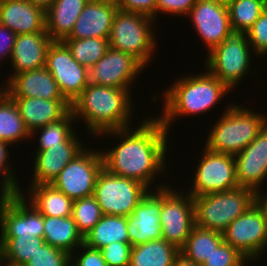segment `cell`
<instances>
[{"label": "cell", "instance_id": "47", "mask_svg": "<svg viewBox=\"0 0 267 266\" xmlns=\"http://www.w3.org/2000/svg\"><path fill=\"white\" fill-rule=\"evenodd\" d=\"M173 266H201L194 261H191L187 258H185L182 254H179L175 261Z\"/></svg>", "mask_w": 267, "mask_h": 266}, {"label": "cell", "instance_id": "40", "mask_svg": "<svg viewBox=\"0 0 267 266\" xmlns=\"http://www.w3.org/2000/svg\"><path fill=\"white\" fill-rule=\"evenodd\" d=\"M8 147H10L9 144L0 142V174L2 177L0 181V193L16 191L19 187L18 184H20L19 179L14 173L15 171H13L14 169L11 164H8L10 162L8 161L10 156Z\"/></svg>", "mask_w": 267, "mask_h": 266}, {"label": "cell", "instance_id": "52", "mask_svg": "<svg viewBox=\"0 0 267 266\" xmlns=\"http://www.w3.org/2000/svg\"><path fill=\"white\" fill-rule=\"evenodd\" d=\"M213 1L228 5L231 0H213Z\"/></svg>", "mask_w": 267, "mask_h": 266}, {"label": "cell", "instance_id": "23", "mask_svg": "<svg viewBox=\"0 0 267 266\" xmlns=\"http://www.w3.org/2000/svg\"><path fill=\"white\" fill-rule=\"evenodd\" d=\"M0 24L17 35L44 32L45 11L29 0H0Z\"/></svg>", "mask_w": 267, "mask_h": 266}, {"label": "cell", "instance_id": "7", "mask_svg": "<svg viewBox=\"0 0 267 266\" xmlns=\"http://www.w3.org/2000/svg\"><path fill=\"white\" fill-rule=\"evenodd\" d=\"M252 52L246 32L231 30L219 45L206 54L205 69L233 90L251 71Z\"/></svg>", "mask_w": 267, "mask_h": 266}, {"label": "cell", "instance_id": "28", "mask_svg": "<svg viewBox=\"0 0 267 266\" xmlns=\"http://www.w3.org/2000/svg\"><path fill=\"white\" fill-rule=\"evenodd\" d=\"M113 242L130 243L127 217L103 215L100 221L83 238L85 245L99 250Z\"/></svg>", "mask_w": 267, "mask_h": 266}, {"label": "cell", "instance_id": "8", "mask_svg": "<svg viewBox=\"0 0 267 266\" xmlns=\"http://www.w3.org/2000/svg\"><path fill=\"white\" fill-rule=\"evenodd\" d=\"M16 191L0 193V240H32L44 237V216Z\"/></svg>", "mask_w": 267, "mask_h": 266}, {"label": "cell", "instance_id": "38", "mask_svg": "<svg viewBox=\"0 0 267 266\" xmlns=\"http://www.w3.org/2000/svg\"><path fill=\"white\" fill-rule=\"evenodd\" d=\"M248 262L242 254L223 241L201 266H247Z\"/></svg>", "mask_w": 267, "mask_h": 266}, {"label": "cell", "instance_id": "50", "mask_svg": "<svg viewBox=\"0 0 267 266\" xmlns=\"http://www.w3.org/2000/svg\"><path fill=\"white\" fill-rule=\"evenodd\" d=\"M92 1H99V2H106V3H113L115 5H119L121 0H92Z\"/></svg>", "mask_w": 267, "mask_h": 266}, {"label": "cell", "instance_id": "5", "mask_svg": "<svg viewBox=\"0 0 267 266\" xmlns=\"http://www.w3.org/2000/svg\"><path fill=\"white\" fill-rule=\"evenodd\" d=\"M256 197L253 190L244 187L193 196L195 225L223 233L255 203Z\"/></svg>", "mask_w": 267, "mask_h": 266}, {"label": "cell", "instance_id": "27", "mask_svg": "<svg viewBox=\"0 0 267 266\" xmlns=\"http://www.w3.org/2000/svg\"><path fill=\"white\" fill-rule=\"evenodd\" d=\"M44 241L69 255L83 244V236L78 232L76 223L70 217L44 216Z\"/></svg>", "mask_w": 267, "mask_h": 266}, {"label": "cell", "instance_id": "16", "mask_svg": "<svg viewBox=\"0 0 267 266\" xmlns=\"http://www.w3.org/2000/svg\"><path fill=\"white\" fill-rule=\"evenodd\" d=\"M186 16L191 18L207 52L219 45L232 30L227 5L213 0H197Z\"/></svg>", "mask_w": 267, "mask_h": 266}, {"label": "cell", "instance_id": "48", "mask_svg": "<svg viewBox=\"0 0 267 266\" xmlns=\"http://www.w3.org/2000/svg\"><path fill=\"white\" fill-rule=\"evenodd\" d=\"M35 6L43 9L45 12L51 7L55 0H29Z\"/></svg>", "mask_w": 267, "mask_h": 266}, {"label": "cell", "instance_id": "46", "mask_svg": "<svg viewBox=\"0 0 267 266\" xmlns=\"http://www.w3.org/2000/svg\"><path fill=\"white\" fill-rule=\"evenodd\" d=\"M266 192V193H265ZM262 194H257L255 202L261 207L265 219L266 233H267V191Z\"/></svg>", "mask_w": 267, "mask_h": 266}, {"label": "cell", "instance_id": "26", "mask_svg": "<svg viewBox=\"0 0 267 266\" xmlns=\"http://www.w3.org/2000/svg\"><path fill=\"white\" fill-rule=\"evenodd\" d=\"M25 197L43 216L70 217L72 216L73 201L51 184H31ZM29 198V199H28Z\"/></svg>", "mask_w": 267, "mask_h": 266}, {"label": "cell", "instance_id": "33", "mask_svg": "<svg viewBox=\"0 0 267 266\" xmlns=\"http://www.w3.org/2000/svg\"><path fill=\"white\" fill-rule=\"evenodd\" d=\"M63 42L73 58L87 69L94 66L110 47L108 39L103 38L64 39Z\"/></svg>", "mask_w": 267, "mask_h": 266}, {"label": "cell", "instance_id": "43", "mask_svg": "<svg viewBox=\"0 0 267 266\" xmlns=\"http://www.w3.org/2000/svg\"><path fill=\"white\" fill-rule=\"evenodd\" d=\"M197 0H157L156 20L159 13L186 16Z\"/></svg>", "mask_w": 267, "mask_h": 266}, {"label": "cell", "instance_id": "21", "mask_svg": "<svg viewBox=\"0 0 267 266\" xmlns=\"http://www.w3.org/2000/svg\"><path fill=\"white\" fill-rule=\"evenodd\" d=\"M5 81L10 98L65 99L57 82L45 67L13 75Z\"/></svg>", "mask_w": 267, "mask_h": 266}, {"label": "cell", "instance_id": "14", "mask_svg": "<svg viewBox=\"0 0 267 266\" xmlns=\"http://www.w3.org/2000/svg\"><path fill=\"white\" fill-rule=\"evenodd\" d=\"M45 68L57 82L63 97L70 103L88 85V69L78 63L63 41H53L46 54Z\"/></svg>", "mask_w": 267, "mask_h": 266}, {"label": "cell", "instance_id": "19", "mask_svg": "<svg viewBox=\"0 0 267 266\" xmlns=\"http://www.w3.org/2000/svg\"><path fill=\"white\" fill-rule=\"evenodd\" d=\"M76 131L59 146L35 150L33 176L30 184H51L61 170L85 148Z\"/></svg>", "mask_w": 267, "mask_h": 266}, {"label": "cell", "instance_id": "1", "mask_svg": "<svg viewBox=\"0 0 267 266\" xmlns=\"http://www.w3.org/2000/svg\"><path fill=\"white\" fill-rule=\"evenodd\" d=\"M143 120L136 129L130 126L106 131L97 138L113 135L110 138L119 137L121 141L111 150L102 152L105 169L114 175L140 181L152 190V182L155 183L156 177L168 168L165 157L169 132L158 117Z\"/></svg>", "mask_w": 267, "mask_h": 266}, {"label": "cell", "instance_id": "42", "mask_svg": "<svg viewBox=\"0 0 267 266\" xmlns=\"http://www.w3.org/2000/svg\"><path fill=\"white\" fill-rule=\"evenodd\" d=\"M78 249L77 252L79 253L80 251L79 254L73 252L70 255V263L73 266H107L99 249L88 247L84 243L80 245Z\"/></svg>", "mask_w": 267, "mask_h": 266}, {"label": "cell", "instance_id": "17", "mask_svg": "<svg viewBox=\"0 0 267 266\" xmlns=\"http://www.w3.org/2000/svg\"><path fill=\"white\" fill-rule=\"evenodd\" d=\"M164 187L167 186L162 182L149 190L127 217V231L132 246L162 239L160 213L161 188Z\"/></svg>", "mask_w": 267, "mask_h": 266}, {"label": "cell", "instance_id": "51", "mask_svg": "<svg viewBox=\"0 0 267 266\" xmlns=\"http://www.w3.org/2000/svg\"><path fill=\"white\" fill-rule=\"evenodd\" d=\"M0 266H20V265H13L8 262L0 260Z\"/></svg>", "mask_w": 267, "mask_h": 266}, {"label": "cell", "instance_id": "9", "mask_svg": "<svg viewBox=\"0 0 267 266\" xmlns=\"http://www.w3.org/2000/svg\"><path fill=\"white\" fill-rule=\"evenodd\" d=\"M149 190L140 181L114 175L103 167L97 177L93 196L103 215L128 217Z\"/></svg>", "mask_w": 267, "mask_h": 266}, {"label": "cell", "instance_id": "4", "mask_svg": "<svg viewBox=\"0 0 267 266\" xmlns=\"http://www.w3.org/2000/svg\"><path fill=\"white\" fill-rule=\"evenodd\" d=\"M266 124L267 115L263 112L257 113L231 102L210 128L204 146L213 152L235 156L256 138Z\"/></svg>", "mask_w": 267, "mask_h": 266}, {"label": "cell", "instance_id": "25", "mask_svg": "<svg viewBox=\"0 0 267 266\" xmlns=\"http://www.w3.org/2000/svg\"><path fill=\"white\" fill-rule=\"evenodd\" d=\"M89 0H55L45 12L46 31L53 41H63L73 30Z\"/></svg>", "mask_w": 267, "mask_h": 266}, {"label": "cell", "instance_id": "34", "mask_svg": "<svg viewBox=\"0 0 267 266\" xmlns=\"http://www.w3.org/2000/svg\"><path fill=\"white\" fill-rule=\"evenodd\" d=\"M75 118L70 110L62 119L59 121L50 123L49 125L36 129L31 137L33 138L37 134L41 133L37 147V150H48L50 147L59 146L63 144L76 130L72 127ZM39 132V133H38ZM36 134V135H35Z\"/></svg>", "mask_w": 267, "mask_h": 266}, {"label": "cell", "instance_id": "44", "mask_svg": "<svg viewBox=\"0 0 267 266\" xmlns=\"http://www.w3.org/2000/svg\"><path fill=\"white\" fill-rule=\"evenodd\" d=\"M157 0H121L118 8L125 12L141 13L156 20Z\"/></svg>", "mask_w": 267, "mask_h": 266}, {"label": "cell", "instance_id": "2", "mask_svg": "<svg viewBox=\"0 0 267 266\" xmlns=\"http://www.w3.org/2000/svg\"><path fill=\"white\" fill-rule=\"evenodd\" d=\"M130 90L88 84L71 104L75 121H85L87 131L94 137L130 127L134 110Z\"/></svg>", "mask_w": 267, "mask_h": 266}, {"label": "cell", "instance_id": "31", "mask_svg": "<svg viewBox=\"0 0 267 266\" xmlns=\"http://www.w3.org/2000/svg\"><path fill=\"white\" fill-rule=\"evenodd\" d=\"M31 138L24 121L20 115L19 109L8 95L0 101V142L12 146Z\"/></svg>", "mask_w": 267, "mask_h": 266}, {"label": "cell", "instance_id": "3", "mask_svg": "<svg viewBox=\"0 0 267 266\" xmlns=\"http://www.w3.org/2000/svg\"><path fill=\"white\" fill-rule=\"evenodd\" d=\"M231 90L208 70L204 73L182 76L169 86L163 94V109L160 121L169 132L177 118H184L213 109L219 100Z\"/></svg>", "mask_w": 267, "mask_h": 266}, {"label": "cell", "instance_id": "22", "mask_svg": "<svg viewBox=\"0 0 267 266\" xmlns=\"http://www.w3.org/2000/svg\"><path fill=\"white\" fill-rule=\"evenodd\" d=\"M118 9L113 3L89 0L74 24L72 32L65 39H108Z\"/></svg>", "mask_w": 267, "mask_h": 266}, {"label": "cell", "instance_id": "39", "mask_svg": "<svg viewBox=\"0 0 267 266\" xmlns=\"http://www.w3.org/2000/svg\"><path fill=\"white\" fill-rule=\"evenodd\" d=\"M253 54L265 57L267 54V8L254 22L253 26L246 32Z\"/></svg>", "mask_w": 267, "mask_h": 266}, {"label": "cell", "instance_id": "13", "mask_svg": "<svg viewBox=\"0 0 267 266\" xmlns=\"http://www.w3.org/2000/svg\"><path fill=\"white\" fill-rule=\"evenodd\" d=\"M193 174L192 188L185 191L192 197L239 187L234 156L213 152L207 147H204Z\"/></svg>", "mask_w": 267, "mask_h": 266}, {"label": "cell", "instance_id": "30", "mask_svg": "<svg viewBox=\"0 0 267 266\" xmlns=\"http://www.w3.org/2000/svg\"><path fill=\"white\" fill-rule=\"evenodd\" d=\"M222 233L194 226L180 254L185 258L202 265L215 249L223 242Z\"/></svg>", "mask_w": 267, "mask_h": 266}, {"label": "cell", "instance_id": "49", "mask_svg": "<svg viewBox=\"0 0 267 266\" xmlns=\"http://www.w3.org/2000/svg\"><path fill=\"white\" fill-rule=\"evenodd\" d=\"M5 83V84H4ZM7 95V82H3V86L0 88V101Z\"/></svg>", "mask_w": 267, "mask_h": 266}, {"label": "cell", "instance_id": "12", "mask_svg": "<svg viewBox=\"0 0 267 266\" xmlns=\"http://www.w3.org/2000/svg\"><path fill=\"white\" fill-rule=\"evenodd\" d=\"M222 235L224 242L242 254L250 264L252 260L260 261L264 253H267L265 219L256 202L231 222Z\"/></svg>", "mask_w": 267, "mask_h": 266}, {"label": "cell", "instance_id": "24", "mask_svg": "<svg viewBox=\"0 0 267 266\" xmlns=\"http://www.w3.org/2000/svg\"><path fill=\"white\" fill-rule=\"evenodd\" d=\"M16 103L27 130L32 134L36 129L59 121L70 110L66 99L11 98Z\"/></svg>", "mask_w": 267, "mask_h": 266}, {"label": "cell", "instance_id": "35", "mask_svg": "<svg viewBox=\"0 0 267 266\" xmlns=\"http://www.w3.org/2000/svg\"><path fill=\"white\" fill-rule=\"evenodd\" d=\"M102 216L103 212L94 196L73 201L72 218L76 223L78 232L83 238L100 221Z\"/></svg>", "mask_w": 267, "mask_h": 266}, {"label": "cell", "instance_id": "15", "mask_svg": "<svg viewBox=\"0 0 267 266\" xmlns=\"http://www.w3.org/2000/svg\"><path fill=\"white\" fill-rule=\"evenodd\" d=\"M144 69L132 55L109 47L106 54L88 68V84L131 89Z\"/></svg>", "mask_w": 267, "mask_h": 266}, {"label": "cell", "instance_id": "37", "mask_svg": "<svg viewBox=\"0 0 267 266\" xmlns=\"http://www.w3.org/2000/svg\"><path fill=\"white\" fill-rule=\"evenodd\" d=\"M70 255L35 237V253L25 266H69Z\"/></svg>", "mask_w": 267, "mask_h": 266}, {"label": "cell", "instance_id": "36", "mask_svg": "<svg viewBox=\"0 0 267 266\" xmlns=\"http://www.w3.org/2000/svg\"><path fill=\"white\" fill-rule=\"evenodd\" d=\"M35 253V237L26 240H0V260L25 266Z\"/></svg>", "mask_w": 267, "mask_h": 266}, {"label": "cell", "instance_id": "18", "mask_svg": "<svg viewBox=\"0 0 267 266\" xmlns=\"http://www.w3.org/2000/svg\"><path fill=\"white\" fill-rule=\"evenodd\" d=\"M234 159L238 186L262 194L261 185L267 179V124Z\"/></svg>", "mask_w": 267, "mask_h": 266}, {"label": "cell", "instance_id": "20", "mask_svg": "<svg viewBox=\"0 0 267 266\" xmlns=\"http://www.w3.org/2000/svg\"><path fill=\"white\" fill-rule=\"evenodd\" d=\"M53 40L44 32L18 34L12 50L9 64H12V75L45 67L46 54Z\"/></svg>", "mask_w": 267, "mask_h": 266}, {"label": "cell", "instance_id": "11", "mask_svg": "<svg viewBox=\"0 0 267 266\" xmlns=\"http://www.w3.org/2000/svg\"><path fill=\"white\" fill-rule=\"evenodd\" d=\"M85 148L71 160L51 183L72 201L94 195L99 172L104 167L101 150Z\"/></svg>", "mask_w": 267, "mask_h": 266}, {"label": "cell", "instance_id": "32", "mask_svg": "<svg viewBox=\"0 0 267 266\" xmlns=\"http://www.w3.org/2000/svg\"><path fill=\"white\" fill-rule=\"evenodd\" d=\"M227 8L232 30L247 32L267 8V0H231Z\"/></svg>", "mask_w": 267, "mask_h": 266}, {"label": "cell", "instance_id": "29", "mask_svg": "<svg viewBox=\"0 0 267 266\" xmlns=\"http://www.w3.org/2000/svg\"><path fill=\"white\" fill-rule=\"evenodd\" d=\"M180 250L165 239L132 246L129 266H173Z\"/></svg>", "mask_w": 267, "mask_h": 266}, {"label": "cell", "instance_id": "41", "mask_svg": "<svg viewBox=\"0 0 267 266\" xmlns=\"http://www.w3.org/2000/svg\"><path fill=\"white\" fill-rule=\"evenodd\" d=\"M107 266H129L132 245L130 243L113 242L100 249Z\"/></svg>", "mask_w": 267, "mask_h": 266}, {"label": "cell", "instance_id": "6", "mask_svg": "<svg viewBox=\"0 0 267 266\" xmlns=\"http://www.w3.org/2000/svg\"><path fill=\"white\" fill-rule=\"evenodd\" d=\"M155 19L141 13L117 10L108 38L113 49L132 55L144 67L151 62L156 52Z\"/></svg>", "mask_w": 267, "mask_h": 266}, {"label": "cell", "instance_id": "10", "mask_svg": "<svg viewBox=\"0 0 267 266\" xmlns=\"http://www.w3.org/2000/svg\"><path fill=\"white\" fill-rule=\"evenodd\" d=\"M172 189L168 184L161 188V232L162 239L180 250L195 226L194 202L189 193Z\"/></svg>", "mask_w": 267, "mask_h": 266}, {"label": "cell", "instance_id": "45", "mask_svg": "<svg viewBox=\"0 0 267 266\" xmlns=\"http://www.w3.org/2000/svg\"><path fill=\"white\" fill-rule=\"evenodd\" d=\"M16 36L17 34L0 24V63L8 57L10 60Z\"/></svg>", "mask_w": 267, "mask_h": 266}]
</instances>
